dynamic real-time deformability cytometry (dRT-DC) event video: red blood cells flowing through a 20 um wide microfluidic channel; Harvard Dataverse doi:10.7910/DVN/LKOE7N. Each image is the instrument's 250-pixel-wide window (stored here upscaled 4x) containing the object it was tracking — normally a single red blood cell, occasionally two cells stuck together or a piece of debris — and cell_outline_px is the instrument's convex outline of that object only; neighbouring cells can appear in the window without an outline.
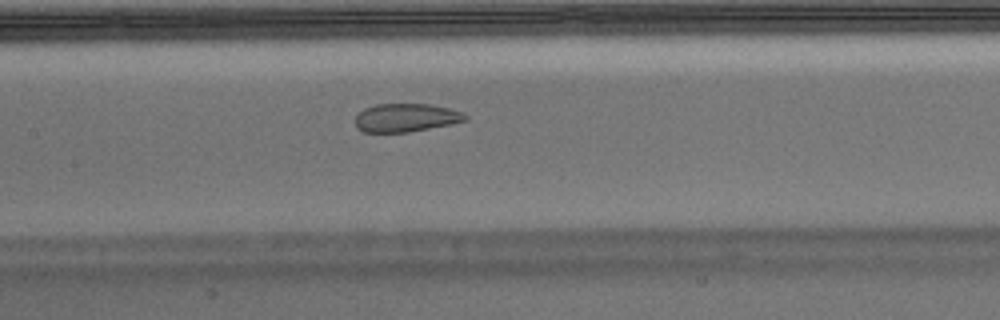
{"species": "Egyptian fruit bat (a non-hibernating species)", "species_latin": "Rousettus aegyptiacus", "temperature_condition": "warm", "stored_images_in_passage": 31, "camera_frame_rate_fps": 3000, "um_per_image_px": 0.085, "animal": {"sex": "male"}, "frame": {"image": 1, "passage_image": 10, "time_ms": 3.0, "image_size_px": [1000, 320], "cell_outline_px": [[468, 120], [408, 132], [364, 132], [356, 128], [356, 116], [364, 108], [376, 104], [428, 104], [448, 108], [464, 112], [468, 116]], "centroid_in_image_um": [34.5, 10.0], "position_along_channel_um": 172.9, "area_um2": 18.03}}